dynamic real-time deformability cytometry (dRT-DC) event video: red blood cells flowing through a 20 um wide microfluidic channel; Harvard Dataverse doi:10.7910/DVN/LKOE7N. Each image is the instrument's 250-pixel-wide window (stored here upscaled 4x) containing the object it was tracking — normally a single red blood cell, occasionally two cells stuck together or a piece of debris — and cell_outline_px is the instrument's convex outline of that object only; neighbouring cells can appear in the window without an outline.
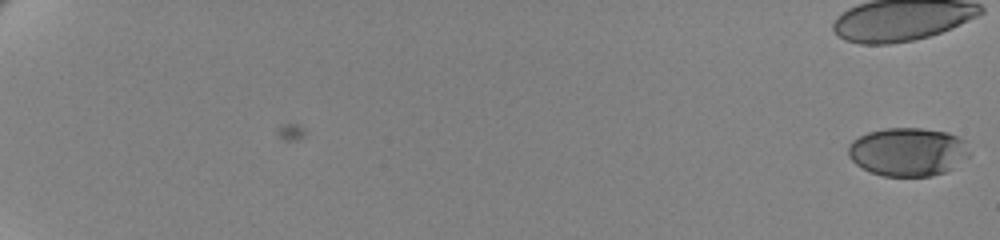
{"species": "human", "species_latin": "Homo sapiens", "temperature_condition": "cold", "stored_images_in_passage": 57, "camera_frame_rate_fps": 3000, "um_per_image_px": 0.085, "donor": {"sex": "female"}, "frame": {"image": 1, "passage_image": 1, "time_ms": 0.0, "image_size_px": [1000, 240], "cell_outline_px": [[964, 144], [948, 168], [944, 172], [932, 176], [884, 176], [872, 172], [856, 164], [848, 156], [848, 148], [852, 140], [868, 132], [884, 128], [920, 128], [948, 132], [964, 140]], "centroid_in_image_um": [76.96, 12.88], "position_along_channel_um": 8.0, "area_um2": 32.6}}